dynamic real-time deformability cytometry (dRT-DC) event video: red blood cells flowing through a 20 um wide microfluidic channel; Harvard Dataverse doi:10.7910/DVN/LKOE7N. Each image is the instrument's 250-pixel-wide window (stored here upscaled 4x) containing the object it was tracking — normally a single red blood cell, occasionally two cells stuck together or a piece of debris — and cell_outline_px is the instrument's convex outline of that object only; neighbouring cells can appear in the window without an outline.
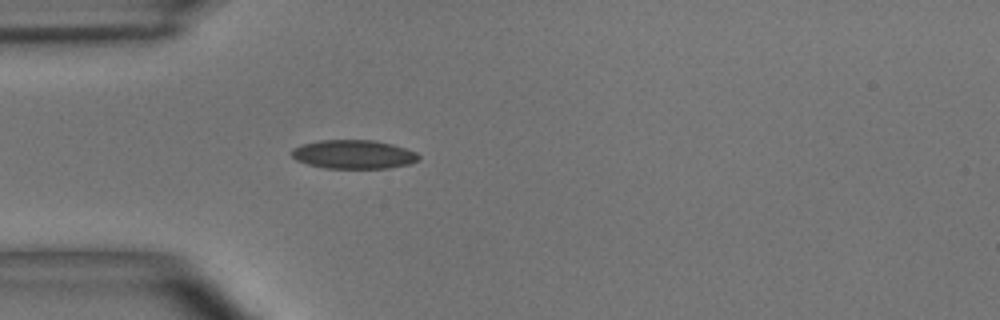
{"species": "common noctule bat (a hibernating species)", "species_latin": "Nyctalus noctula", "temperature_condition": "room temperature", "stored_images_in_passage": 40, "camera_frame_rate_fps": 3000, "um_per_image_px": 0.085, "animal": {"sex": "male", "body_mass_g": 15.6}, "frame": {"image": 1, "passage_image": 1, "time_ms": 0.0, "image_size_px": [1000, 320], "cell_outline_px": [[420, 156], [416, 160], [408, 164], [388, 168], [324, 168], [308, 164], [296, 160], [292, 156], [292, 148], [300, 144], [320, 140], [376, 140], [392, 144], [416, 152]], "centroid_in_image_um": [30.02, 13.11], "position_along_channel_um": 55.0, "area_um2": 21.27}}
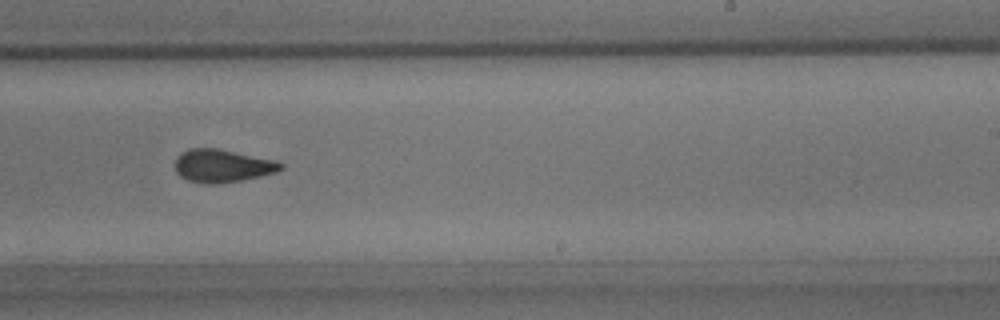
{"frame": {"image": 2, "passage_image": 19, "time_ms": 6.0, "image_size_px": [1000, 320], "cell_outline_px": [[284, 168], [276, 172], [244, 180], [216, 184], [208, 184], [188, 180], [180, 176], [176, 172], [176, 156], [180, 152], [188, 148], [216, 148], [276, 160], [284, 164]], "centroid_in_image_um": [18.9, 14.09], "position_along_channel_um": 270.1, "area_um2": 20.4}}
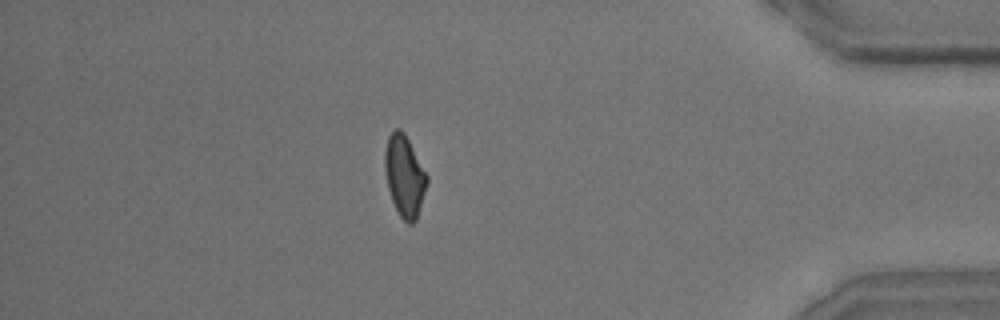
{"frame": {"image": 3, "passage_image": 33, "time_ms": 10.667, "image_size_px": [1000, 320], "cell_outline_px": [[428, 184], [416, 220], [412, 224], [408, 224], [400, 216], [392, 200], [388, 188], [384, 168], [384, 152], [388, 136], [396, 128], [400, 128], [404, 132], [428, 176]], "centroid_in_image_um": [34.38, 14.95], "position_along_channel_um": 400.8, "area_um2": 19.94}, "authors_computed_cell_mechanics": {"area_um2": 20.1144, "velocity_mm_per_s": 3.6563, "shape_relaxation_time_tau1_ms": 5.2638, "shape_relaxation_time_tau2_ms": 1.7949, "deformation_change_tau1": 0.1349, "deformation_change_tau2": 0.0732}}